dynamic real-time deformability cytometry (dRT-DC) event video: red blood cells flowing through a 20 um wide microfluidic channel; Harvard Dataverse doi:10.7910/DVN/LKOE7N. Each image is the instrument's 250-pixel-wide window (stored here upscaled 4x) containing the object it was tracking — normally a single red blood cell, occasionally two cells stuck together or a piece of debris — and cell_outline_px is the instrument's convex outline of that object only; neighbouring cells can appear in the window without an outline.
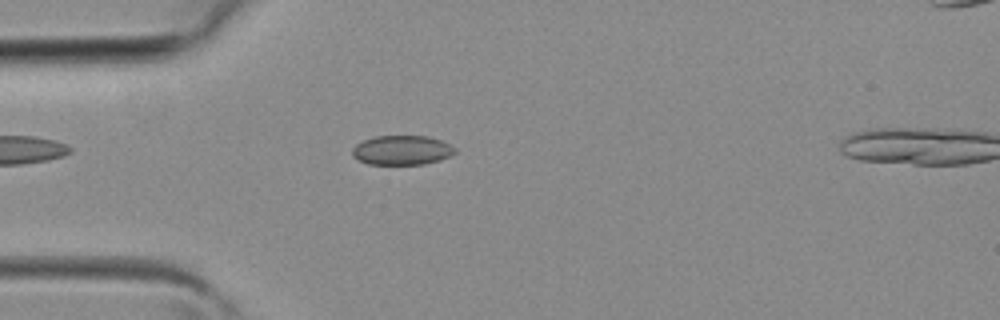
{"species": "common noctule bat (a hibernating species)", "species_latin": "Nyctalus noctula", "temperature_condition": "room temperature", "stored_images_in_passage": 38, "camera_frame_rate_fps": 3000, "um_per_image_px": 0.085, "animal": {"sex": "female", "body_mass_g": 19.3, "forearm_length_mm": 54.1}, "frame": {"image": 1, "passage_image": 10, "time_ms": 3.0, "image_size_px": [1000, 320], "cell_outline_px": [[456, 152], [440, 160], [424, 164], [368, 164], [352, 156], [352, 148], [356, 144], [364, 140], [376, 136], [428, 136], [440, 140], [456, 148]], "centroid_in_image_um": [34.15, 12.76], "position_along_channel_um": 50.8, "area_um2": 17.51}}
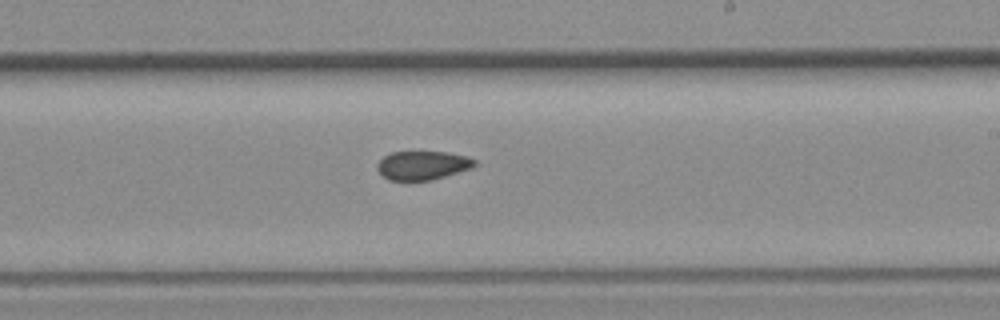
{"frame": {"image": 2, "passage_image": 22, "time_ms": 7.0, "image_size_px": [1000, 320], "cell_outline_px": [[476, 164], [472, 168], [432, 180], [388, 180], [376, 168], [376, 164], [384, 156], [392, 152], [448, 152], [468, 156], [476, 160]], "centroid_in_image_um": [35.94, 14.05], "position_along_channel_um": 253.1, "area_um2": 16.36}}
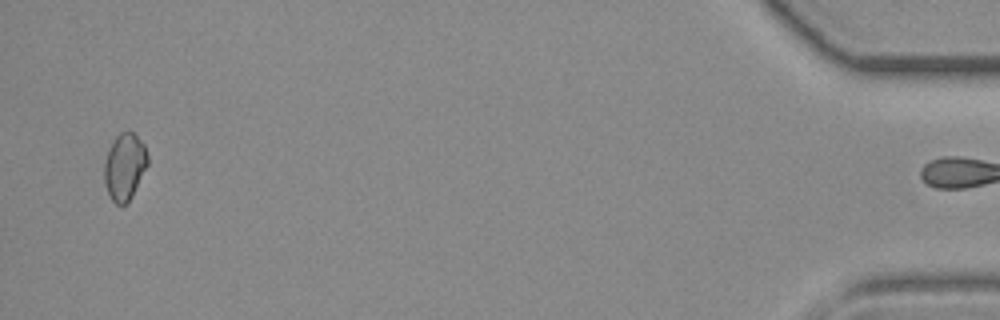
{"frame": {"image": 3, "passage_image": 37, "time_ms": 12.0, "image_size_px": [1000, 320], "cell_outline_px": [[148, 164], [128, 204], [116, 204], [112, 200], [104, 184], [104, 164], [108, 148], [116, 136], [120, 132], [132, 132], [144, 144], [148, 156]], "centroid_in_image_um": [10.58, 14.17], "position_along_channel_um": 424.6, "area_um2": 16.88}}